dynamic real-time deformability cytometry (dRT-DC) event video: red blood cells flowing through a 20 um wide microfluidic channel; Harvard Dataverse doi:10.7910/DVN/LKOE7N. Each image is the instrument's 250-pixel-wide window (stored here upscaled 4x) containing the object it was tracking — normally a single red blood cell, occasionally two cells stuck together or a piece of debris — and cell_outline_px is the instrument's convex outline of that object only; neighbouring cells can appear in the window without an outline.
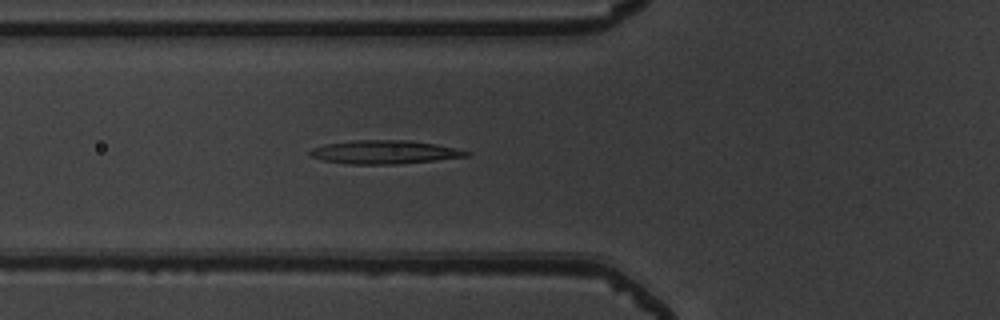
{"species": "common noctule bat (a hibernating species)", "species_latin": "Nyctalus noctula", "temperature_condition": "warm", "stored_images_in_passage": 40, "camera_frame_rate_fps": 3000, "um_per_image_px": 0.085, "animal": {"sex": "male", "body_mass_g": 19.5, "forearm_length_mm": 54.6}, "frame": {"image": 1, "passage_image": 8, "time_ms": 2.333, "image_size_px": [1000, 320], "cell_outline_px": [[472, 152], [468, 156], [436, 160], [400, 164], [348, 164], [324, 160], [308, 156], [308, 152], [312, 148], [324, 144], [356, 140], [408, 140], [436, 144], [456, 148]], "centroid_in_image_um": [32.67, 12.93], "position_along_channel_um": 93.1, "area_um2": 21.5}}
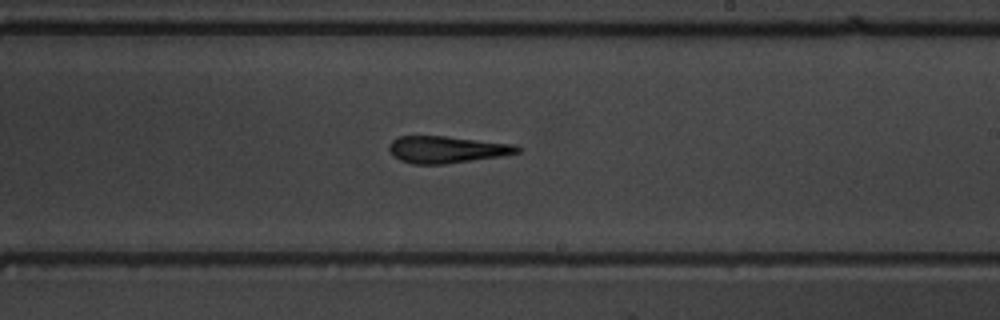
{"frame": {"image": 2, "passage_image": 20, "time_ms": 6.333, "image_size_px": [1000, 320], "cell_outline_px": [[524, 148], [520, 152], [500, 156], [444, 164], [412, 164], [400, 160], [392, 156], [388, 148], [388, 144], [392, 140], [400, 136], [444, 136], [516, 144]], "centroid_in_image_um": [37.97, 12.71], "position_along_channel_um": 251.0, "area_um2": 20.23}}
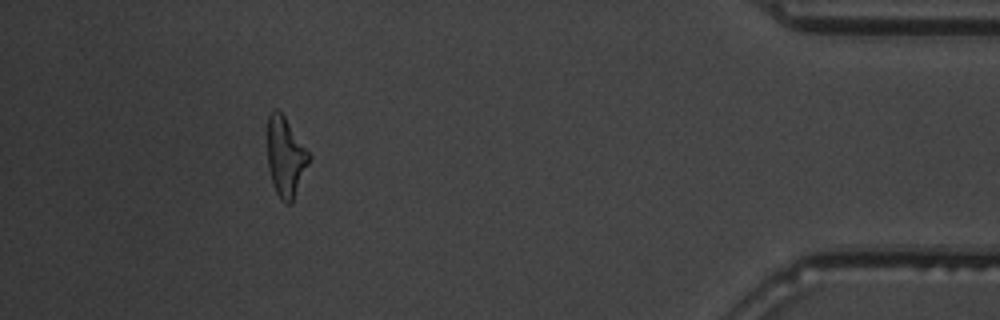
{"frame": {"image": 3, "passage_image": 36, "time_ms": 11.667, "image_size_px": [1000, 320], "cell_outline_px": [[312, 156], [292, 204], [284, 204], [280, 200], [276, 192], [268, 168], [268, 116], [272, 108], [276, 108], [284, 116]], "centroid_in_image_um": [24.28, 13.36], "position_along_channel_um": 410.9, "area_um2": 19.36}, "authors_computed_cell_mechanics": {"area_um2": 20.4034, "velocity_mm_per_s": 3.948, "shape_relaxation_time_tau1_ms": null, "shape_relaxation_time_tau2_ms": 4.948, "deformation_change_tau1": null, "deformation_change_tau2": 0.2144}}